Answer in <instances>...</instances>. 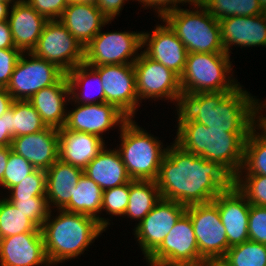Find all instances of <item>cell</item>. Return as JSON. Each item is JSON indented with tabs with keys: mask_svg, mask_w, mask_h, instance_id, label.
Wrapping results in <instances>:
<instances>
[{
	"mask_svg": "<svg viewBox=\"0 0 266 266\" xmlns=\"http://www.w3.org/2000/svg\"><path fill=\"white\" fill-rule=\"evenodd\" d=\"M32 53L54 63L65 73L84 63V47L59 20L46 23Z\"/></svg>",
	"mask_w": 266,
	"mask_h": 266,
	"instance_id": "obj_13",
	"label": "cell"
},
{
	"mask_svg": "<svg viewBox=\"0 0 266 266\" xmlns=\"http://www.w3.org/2000/svg\"><path fill=\"white\" fill-rule=\"evenodd\" d=\"M9 201L39 228L42 227L51 210L46 196H36L31 199L25 198Z\"/></svg>",
	"mask_w": 266,
	"mask_h": 266,
	"instance_id": "obj_40",
	"label": "cell"
},
{
	"mask_svg": "<svg viewBox=\"0 0 266 266\" xmlns=\"http://www.w3.org/2000/svg\"><path fill=\"white\" fill-rule=\"evenodd\" d=\"M83 174L92 179L101 189L107 190L130 182L119 151L107 145L98 155L84 168Z\"/></svg>",
	"mask_w": 266,
	"mask_h": 266,
	"instance_id": "obj_26",
	"label": "cell"
},
{
	"mask_svg": "<svg viewBox=\"0 0 266 266\" xmlns=\"http://www.w3.org/2000/svg\"><path fill=\"white\" fill-rule=\"evenodd\" d=\"M0 197V239L22 233H42L41 228L5 198V193Z\"/></svg>",
	"mask_w": 266,
	"mask_h": 266,
	"instance_id": "obj_32",
	"label": "cell"
},
{
	"mask_svg": "<svg viewBox=\"0 0 266 266\" xmlns=\"http://www.w3.org/2000/svg\"><path fill=\"white\" fill-rule=\"evenodd\" d=\"M22 53L18 48L0 49V87L6 88L9 84L14 67Z\"/></svg>",
	"mask_w": 266,
	"mask_h": 266,
	"instance_id": "obj_42",
	"label": "cell"
},
{
	"mask_svg": "<svg viewBox=\"0 0 266 266\" xmlns=\"http://www.w3.org/2000/svg\"><path fill=\"white\" fill-rule=\"evenodd\" d=\"M36 168L21 155L12 151L10 146V154L8 163L3 175V189L9 190L11 187L18 185L25 177L31 174Z\"/></svg>",
	"mask_w": 266,
	"mask_h": 266,
	"instance_id": "obj_39",
	"label": "cell"
},
{
	"mask_svg": "<svg viewBox=\"0 0 266 266\" xmlns=\"http://www.w3.org/2000/svg\"><path fill=\"white\" fill-rule=\"evenodd\" d=\"M231 55L227 53H187L180 79L187 93L233 91L239 85L234 77Z\"/></svg>",
	"mask_w": 266,
	"mask_h": 266,
	"instance_id": "obj_7",
	"label": "cell"
},
{
	"mask_svg": "<svg viewBox=\"0 0 266 266\" xmlns=\"http://www.w3.org/2000/svg\"><path fill=\"white\" fill-rule=\"evenodd\" d=\"M66 73L54 63L23 52L6 90L14 100L28 101L37 91L56 84Z\"/></svg>",
	"mask_w": 266,
	"mask_h": 266,
	"instance_id": "obj_10",
	"label": "cell"
},
{
	"mask_svg": "<svg viewBox=\"0 0 266 266\" xmlns=\"http://www.w3.org/2000/svg\"><path fill=\"white\" fill-rule=\"evenodd\" d=\"M0 266H51L42 233H22L0 239Z\"/></svg>",
	"mask_w": 266,
	"mask_h": 266,
	"instance_id": "obj_20",
	"label": "cell"
},
{
	"mask_svg": "<svg viewBox=\"0 0 266 266\" xmlns=\"http://www.w3.org/2000/svg\"><path fill=\"white\" fill-rule=\"evenodd\" d=\"M241 84L233 91L187 93L181 91L175 102L177 125L196 121L209 129L250 132L255 127L259 107L257 96ZM256 97V98H255Z\"/></svg>",
	"mask_w": 266,
	"mask_h": 266,
	"instance_id": "obj_2",
	"label": "cell"
},
{
	"mask_svg": "<svg viewBox=\"0 0 266 266\" xmlns=\"http://www.w3.org/2000/svg\"><path fill=\"white\" fill-rule=\"evenodd\" d=\"M103 190L92 179L82 174L70 202L63 210L94 217L101 225ZM100 214V215H99Z\"/></svg>",
	"mask_w": 266,
	"mask_h": 266,
	"instance_id": "obj_30",
	"label": "cell"
},
{
	"mask_svg": "<svg viewBox=\"0 0 266 266\" xmlns=\"http://www.w3.org/2000/svg\"><path fill=\"white\" fill-rule=\"evenodd\" d=\"M73 108L67 110L64 127L68 130L94 134L102 138L110 129L121 128L129 119L115 105L110 103L78 104L71 99Z\"/></svg>",
	"mask_w": 266,
	"mask_h": 266,
	"instance_id": "obj_16",
	"label": "cell"
},
{
	"mask_svg": "<svg viewBox=\"0 0 266 266\" xmlns=\"http://www.w3.org/2000/svg\"><path fill=\"white\" fill-rule=\"evenodd\" d=\"M160 190L156 181L131 180L129 201L123 218H130L139 224L143 218L161 200Z\"/></svg>",
	"mask_w": 266,
	"mask_h": 266,
	"instance_id": "obj_29",
	"label": "cell"
},
{
	"mask_svg": "<svg viewBox=\"0 0 266 266\" xmlns=\"http://www.w3.org/2000/svg\"><path fill=\"white\" fill-rule=\"evenodd\" d=\"M221 41L224 50L231 55L234 47L266 48V17L264 14L256 16H232L219 21ZM233 47V48H231Z\"/></svg>",
	"mask_w": 266,
	"mask_h": 266,
	"instance_id": "obj_19",
	"label": "cell"
},
{
	"mask_svg": "<svg viewBox=\"0 0 266 266\" xmlns=\"http://www.w3.org/2000/svg\"><path fill=\"white\" fill-rule=\"evenodd\" d=\"M66 76L70 87V99L74 103H105V93L100 76L91 66L85 63L79 64L67 72Z\"/></svg>",
	"mask_w": 266,
	"mask_h": 266,
	"instance_id": "obj_28",
	"label": "cell"
},
{
	"mask_svg": "<svg viewBox=\"0 0 266 266\" xmlns=\"http://www.w3.org/2000/svg\"><path fill=\"white\" fill-rule=\"evenodd\" d=\"M58 141L59 159L83 170L106 146L97 135L68 130L64 126L58 129Z\"/></svg>",
	"mask_w": 266,
	"mask_h": 266,
	"instance_id": "obj_25",
	"label": "cell"
},
{
	"mask_svg": "<svg viewBox=\"0 0 266 266\" xmlns=\"http://www.w3.org/2000/svg\"><path fill=\"white\" fill-rule=\"evenodd\" d=\"M259 106L262 108V109H265L266 110V99L263 100H259Z\"/></svg>",
	"mask_w": 266,
	"mask_h": 266,
	"instance_id": "obj_55",
	"label": "cell"
},
{
	"mask_svg": "<svg viewBox=\"0 0 266 266\" xmlns=\"http://www.w3.org/2000/svg\"><path fill=\"white\" fill-rule=\"evenodd\" d=\"M192 6L170 11L161 19L175 32L188 53H226L219 21L199 1Z\"/></svg>",
	"mask_w": 266,
	"mask_h": 266,
	"instance_id": "obj_6",
	"label": "cell"
},
{
	"mask_svg": "<svg viewBox=\"0 0 266 266\" xmlns=\"http://www.w3.org/2000/svg\"><path fill=\"white\" fill-rule=\"evenodd\" d=\"M177 127L174 143L189 153L217 162L233 178L244 160V144L250 132H226L209 129L196 121Z\"/></svg>",
	"mask_w": 266,
	"mask_h": 266,
	"instance_id": "obj_4",
	"label": "cell"
},
{
	"mask_svg": "<svg viewBox=\"0 0 266 266\" xmlns=\"http://www.w3.org/2000/svg\"><path fill=\"white\" fill-rule=\"evenodd\" d=\"M233 184L250 205L266 207V176L236 175Z\"/></svg>",
	"mask_w": 266,
	"mask_h": 266,
	"instance_id": "obj_38",
	"label": "cell"
},
{
	"mask_svg": "<svg viewBox=\"0 0 266 266\" xmlns=\"http://www.w3.org/2000/svg\"><path fill=\"white\" fill-rule=\"evenodd\" d=\"M46 172L41 169H35L31 174L25 177L18 185L11 187L5 196L8 200H20L33 198L36 196H46Z\"/></svg>",
	"mask_w": 266,
	"mask_h": 266,
	"instance_id": "obj_37",
	"label": "cell"
},
{
	"mask_svg": "<svg viewBox=\"0 0 266 266\" xmlns=\"http://www.w3.org/2000/svg\"><path fill=\"white\" fill-rule=\"evenodd\" d=\"M13 4L14 3L0 2V21L7 20L8 16H9L10 8Z\"/></svg>",
	"mask_w": 266,
	"mask_h": 266,
	"instance_id": "obj_51",
	"label": "cell"
},
{
	"mask_svg": "<svg viewBox=\"0 0 266 266\" xmlns=\"http://www.w3.org/2000/svg\"><path fill=\"white\" fill-rule=\"evenodd\" d=\"M101 31L84 48V63L100 65L133 64L142 51L143 31Z\"/></svg>",
	"mask_w": 266,
	"mask_h": 266,
	"instance_id": "obj_8",
	"label": "cell"
},
{
	"mask_svg": "<svg viewBox=\"0 0 266 266\" xmlns=\"http://www.w3.org/2000/svg\"><path fill=\"white\" fill-rule=\"evenodd\" d=\"M58 20L84 48L105 25L112 23L95 4L88 3H68Z\"/></svg>",
	"mask_w": 266,
	"mask_h": 266,
	"instance_id": "obj_23",
	"label": "cell"
},
{
	"mask_svg": "<svg viewBox=\"0 0 266 266\" xmlns=\"http://www.w3.org/2000/svg\"><path fill=\"white\" fill-rule=\"evenodd\" d=\"M19 1L20 0H0V2H3V3H17Z\"/></svg>",
	"mask_w": 266,
	"mask_h": 266,
	"instance_id": "obj_56",
	"label": "cell"
},
{
	"mask_svg": "<svg viewBox=\"0 0 266 266\" xmlns=\"http://www.w3.org/2000/svg\"><path fill=\"white\" fill-rule=\"evenodd\" d=\"M40 114L47 127L56 129L65 125L70 87L66 74L56 83L37 91L28 100Z\"/></svg>",
	"mask_w": 266,
	"mask_h": 266,
	"instance_id": "obj_24",
	"label": "cell"
},
{
	"mask_svg": "<svg viewBox=\"0 0 266 266\" xmlns=\"http://www.w3.org/2000/svg\"><path fill=\"white\" fill-rule=\"evenodd\" d=\"M130 192V182L110 188L103 191L102 207H101V226L106 230L110 227L111 223L109 218L103 217L102 212L105 211L106 215L113 216H124L126 211Z\"/></svg>",
	"mask_w": 266,
	"mask_h": 266,
	"instance_id": "obj_36",
	"label": "cell"
},
{
	"mask_svg": "<svg viewBox=\"0 0 266 266\" xmlns=\"http://www.w3.org/2000/svg\"><path fill=\"white\" fill-rule=\"evenodd\" d=\"M13 103L11 108L0 117V147H10L12 143Z\"/></svg>",
	"mask_w": 266,
	"mask_h": 266,
	"instance_id": "obj_46",
	"label": "cell"
},
{
	"mask_svg": "<svg viewBox=\"0 0 266 266\" xmlns=\"http://www.w3.org/2000/svg\"><path fill=\"white\" fill-rule=\"evenodd\" d=\"M236 175L266 176V136L255 126L244 144V160Z\"/></svg>",
	"mask_w": 266,
	"mask_h": 266,
	"instance_id": "obj_31",
	"label": "cell"
},
{
	"mask_svg": "<svg viewBox=\"0 0 266 266\" xmlns=\"http://www.w3.org/2000/svg\"><path fill=\"white\" fill-rule=\"evenodd\" d=\"M48 21L58 20L68 6L67 0H24Z\"/></svg>",
	"mask_w": 266,
	"mask_h": 266,
	"instance_id": "obj_43",
	"label": "cell"
},
{
	"mask_svg": "<svg viewBox=\"0 0 266 266\" xmlns=\"http://www.w3.org/2000/svg\"><path fill=\"white\" fill-rule=\"evenodd\" d=\"M222 260L229 266H266V245L245 241L230 247Z\"/></svg>",
	"mask_w": 266,
	"mask_h": 266,
	"instance_id": "obj_35",
	"label": "cell"
},
{
	"mask_svg": "<svg viewBox=\"0 0 266 266\" xmlns=\"http://www.w3.org/2000/svg\"><path fill=\"white\" fill-rule=\"evenodd\" d=\"M205 265L206 266H229L222 259H214V260L207 261Z\"/></svg>",
	"mask_w": 266,
	"mask_h": 266,
	"instance_id": "obj_52",
	"label": "cell"
},
{
	"mask_svg": "<svg viewBox=\"0 0 266 266\" xmlns=\"http://www.w3.org/2000/svg\"><path fill=\"white\" fill-rule=\"evenodd\" d=\"M218 21L232 16L263 14L259 0H198Z\"/></svg>",
	"mask_w": 266,
	"mask_h": 266,
	"instance_id": "obj_33",
	"label": "cell"
},
{
	"mask_svg": "<svg viewBox=\"0 0 266 266\" xmlns=\"http://www.w3.org/2000/svg\"><path fill=\"white\" fill-rule=\"evenodd\" d=\"M191 221L199 255L207 262L222 259L229 249L225 227L218 207L213 203L195 204L185 211Z\"/></svg>",
	"mask_w": 266,
	"mask_h": 266,
	"instance_id": "obj_12",
	"label": "cell"
},
{
	"mask_svg": "<svg viewBox=\"0 0 266 266\" xmlns=\"http://www.w3.org/2000/svg\"><path fill=\"white\" fill-rule=\"evenodd\" d=\"M10 147H0V186L3 188V175L7 167Z\"/></svg>",
	"mask_w": 266,
	"mask_h": 266,
	"instance_id": "obj_49",
	"label": "cell"
},
{
	"mask_svg": "<svg viewBox=\"0 0 266 266\" xmlns=\"http://www.w3.org/2000/svg\"><path fill=\"white\" fill-rule=\"evenodd\" d=\"M14 99L4 87H0V117L12 106Z\"/></svg>",
	"mask_w": 266,
	"mask_h": 266,
	"instance_id": "obj_48",
	"label": "cell"
},
{
	"mask_svg": "<svg viewBox=\"0 0 266 266\" xmlns=\"http://www.w3.org/2000/svg\"><path fill=\"white\" fill-rule=\"evenodd\" d=\"M11 149L29 161L36 169L47 171L59 159L58 129H46L14 137Z\"/></svg>",
	"mask_w": 266,
	"mask_h": 266,
	"instance_id": "obj_21",
	"label": "cell"
},
{
	"mask_svg": "<svg viewBox=\"0 0 266 266\" xmlns=\"http://www.w3.org/2000/svg\"><path fill=\"white\" fill-rule=\"evenodd\" d=\"M15 48L10 26L7 20L0 21V49Z\"/></svg>",
	"mask_w": 266,
	"mask_h": 266,
	"instance_id": "obj_47",
	"label": "cell"
},
{
	"mask_svg": "<svg viewBox=\"0 0 266 266\" xmlns=\"http://www.w3.org/2000/svg\"><path fill=\"white\" fill-rule=\"evenodd\" d=\"M212 202L218 207L229 248L248 241L250 204L235 185L223 190Z\"/></svg>",
	"mask_w": 266,
	"mask_h": 266,
	"instance_id": "obj_18",
	"label": "cell"
},
{
	"mask_svg": "<svg viewBox=\"0 0 266 266\" xmlns=\"http://www.w3.org/2000/svg\"><path fill=\"white\" fill-rule=\"evenodd\" d=\"M136 91L139 102L152 99L175 104L181 94L179 76L158 61L149 58L143 51L133 63Z\"/></svg>",
	"mask_w": 266,
	"mask_h": 266,
	"instance_id": "obj_11",
	"label": "cell"
},
{
	"mask_svg": "<svg viewBox=\"0 0 266 266\" xmlns=\"http://www.w3.org/2000/svg\"><path fill=\"white\" fill-rule=\"evenodd\" d=\"M46 172V198L51 210L63 209L73 195L83 169L58 159Z\"/></svg>",
	"mask_w": 266,
	"mask_h": 266,
	"instance_id": "obj_27",
	"label": "cell"
},
{
	"mask_svg": "<svg viewBox=\"0 0 266 266\" xmlns=\"http://www.w3.org/2000/svg\"><path fill=\"white\" fill-rule=\"evenodd\" d=\"M129 2V0H96L95 5L101 11V13L108 19V21H114L116 16L118 17L120 12L124 9L123 6ZM136 1V0H130Z\"/></svg>",
	"mask_w": 266,
	"mask_h": 266,
	"instance_id": "obj_45",
	"label": "cell"
},
{
	"mask_svg": "<svg viewBox=\"0 0 266 266\" xmlns=\"http://www.w3.org/2000/svg\"><path fill=\"white\" fill-rule=\"evenodd\" d=\"M259 4L261 6V8L263 9V11L266 10V0H259Z\"/></svg>",
	"mask_w": 266,
	"mask_h": 266,
	"instance_id": "obj_54",
	"label": "cell"
},
{
	"mask_svg": "<svg viewBox=\"0 0 266 266\" xmlns=\"http://www.w3.org/2000/svg\"><path fill=\"white\" fill-rule=\"evenodd\" d=\"M118 131L120 144L116 149L130 178L156 181L169 145L140 127L135 118L128 119Z\"/></svg>",
	"mask_w": 266,
	"mask_h": 266,
	"instance_id": "obj_5",
	"label": "cell"
},
{
	"mask_svg": "<svg viewBox=\"0 0 266 266\" xmlns=\"http://www.w3.org/2000/svg\"><path fill=\"white\" fill-rule=\"evenodd\" d=\"M172 144V145H171ZM234 178L217 162L169 144L156 179L161 197L184 206L212 202Z\"/></svg>",
	"mask_w": 266,
	"mask_h": 266,
	"instance_id": "obj_1",
	"label": "cell"
},
{
	"mask_svg": "<svg viewBox=\"0 0 266 266\" xmlns=\"http://www.w3.org/2000/svg\"><path fill=\"white\" fill-rule=\"evenodd\" d=\"M52 210L41 227L51 266L81 257L106 230L94 217L63 209ZM55 215V216H54Z\"/></svg>",
	"mask_w": 266,
	"mask_h": 266,
	"instance_id": "obj_3",
	"label": "cell"
},
{
	"mask_svg": "<svg viewBox=\"0 0 266 266\" xmlns=\"http://www.w3.org/2000/svg\"><path fill=\"white\" fill-rule=\"evenodd\" d=\"M186 211V206L176 201L161 200L137 224L132 234L138 242V247L146 260L162 243L180 216Z\"/></svg>",
	"mask_w": 266,
	"mask_h": 266,
	"instance_id": "obj_14",
	"label": "cell"
},
{
	"mask_svg": "<svg viewBox=\"0 0 266 266\" xmlns=\"http://www.w3.org/2000/svg\"><path fill=\"white\" fill-rule=\"evenodd\" d=\"M47 126L32 104L26 100L13 101L12 136L40 132Z\"/></svg>",
	"mask_w": 266,
	"mask_h": 266,
	"instance_id": "obj_34",
	"label": "cell"
},
{
	"mask_svg": "<svg viewBox=\"0 0 266 266\" xmlns=\"http://www.w3.org/2000/svg\"><path fill=\"white\" fill-rule=\"evenodd\" d=\"M138 4L140 3L141 7L146 9H154L155 16L158 18H162L166 13L181 8L185 4L192 6L198 0H136ZM187 3V4H186ZM146 8V9H145ZM158 14V15H157Z\"/></svg>",
	"mask_w": 266,
	"mask_h": 266,
	"instance_id": "obj_44",
	"label": "cell"
},
{
	"mask_svg": "<svg viewBox=\"0 0 266 266\" xmlns=\"http://www.w3.org/2000/svg\"><path fill=\"white\" fill-rule=\"evenodd\" d=\"M260 106L257 109L255 116V126L266 136V114Z\"/></svg>",
	"mask_w": 266,
	"mask_h": 266,
	"instance_id": "obj_50",
	"label": "cell"
},
{
	"mask_svg": "<svg viewBox=\"0 0 266 266\" xmlns=\"http://www.w3.org/2000/svg\"><path fill=\"white\" fill-rule=\"evenodd\" d=\"M159 20L162 23H156L152 31L142 32V51L149 58L158 61L180 77L188 52L170 26L161 18H158Z\"/></svg>",
	"mask_w": 266,
	"mask_h": 266,
	"instance_id": "obj_17",
	"label": "cell"
},
{
	"mask_svg": "<svg viewBox=\"0 0 266 266\" xmlns=\"http://www.w3.org/2000/svg\"><path fill=\"white\" fill-rule=\"evenodd\" d=\"M249 240L266 245V207L250 205Z\"/></svg>",
	"mask_w": 266,
	"mask_h": 266,
	"instance_id": "obj_41",
	"label": "cell"
},
{
	"mask_svg": "<svg viewBox=\"0 0 266 266\" xmlns=\"http://www.w3.org/2000/svg\"><path fill=\"white\" fill-rule=\"evenodd\" d=\"M147 266H203L189 215L184 212L161 245L145 260Z\"/></svg>",
	"mask_w": 266,
	"mask_h": 266,
	"instance_id": "obj_9",
	"label": "cell"
},
{
	"mask_svg": "<svg viewBox=\"0 0 266 266\" xmlns=\"http://www.w3.org/2000/svg\"><path fill=\"white\" fill-rule=\"evenodd\" d=\"M100 76L105 103L115 105L129 119L135 118L141 103L136 91L133 64H113L92 67Z\"/></svg>",
	"mask_w": 266,
	"mask_h": 266,
	"instance_id": "obj_15",
	"label": "cell"
},
{
	"mask_svg": "<svg viewBox=\"0 0 266 266\" xmlns=\"http://www.w3.org/2000/svg\"><path fill=\"white\" fill-rule=\"evenodd\" d=\"M7 21L10 26L15 48L32 52L48 20L24 0L14 3Z\"/></svg>",
	"mask_w": 266,
	"mask_h": 266,
	"instance_id": "obj_22",
	"label": "cell"
},
{
	"mask_svg": "<svg viewBox=\"0 0 266 266\" xmlns=\"http://www.w3.org/2000/svg\"><path fill=\"white\" fill-rule=\"evenodd\" d=\"M96 0H67L68 3H88L95 4Z\"/></svg>",
	"mask_w": 266,
	"mask_h": 266,
	"instance_id": "obj_53",
	"label": "cell"
}]
</instances>
